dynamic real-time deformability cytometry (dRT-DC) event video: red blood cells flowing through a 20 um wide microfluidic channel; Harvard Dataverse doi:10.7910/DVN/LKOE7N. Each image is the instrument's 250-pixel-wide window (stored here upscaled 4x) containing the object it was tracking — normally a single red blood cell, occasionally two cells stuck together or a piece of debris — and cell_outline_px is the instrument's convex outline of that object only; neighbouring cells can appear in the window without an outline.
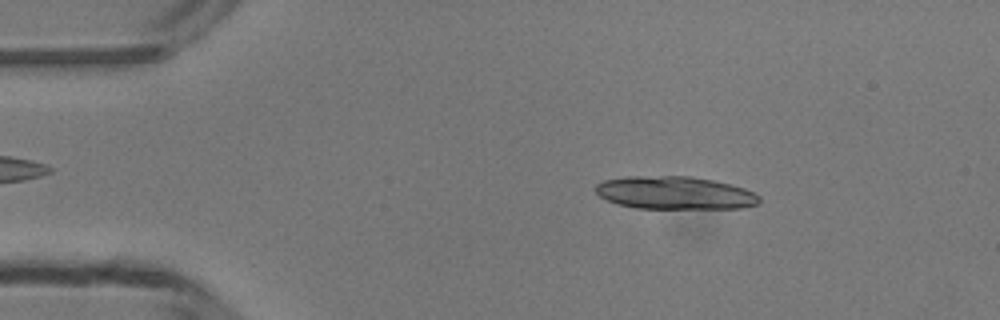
{"species": "common noctule bat (a hibernating species)", "species_latin": "Nyctalus noctula", "temperature_condition": "room temperature", "stored_images_in_passage": 17, "segment_of_instrument_passage": [1, 2], "camera_frame_rate_fps": 3000, "um_per_image_px": 0.085, "animal": {"sex": "male", "body_mass_g": 13.3}, "frame": {"image": 1, "passage_image": 7, "time_ms": 2.0, "image_size_px": [1000, 320], "cell_outline_px": [[760, 200], [756, 204], [740, 208], [636, 208], [616, 204], [600, 196], [596, 192], [596, 184], [604, 180], [624, 176], [692, 176], [716, 180], [744, 188], [760, 196]], "centroid_in_image_um": [57.34, 16.38], "position_along_channel_um": 27.7, "area_um2": 31.44}}